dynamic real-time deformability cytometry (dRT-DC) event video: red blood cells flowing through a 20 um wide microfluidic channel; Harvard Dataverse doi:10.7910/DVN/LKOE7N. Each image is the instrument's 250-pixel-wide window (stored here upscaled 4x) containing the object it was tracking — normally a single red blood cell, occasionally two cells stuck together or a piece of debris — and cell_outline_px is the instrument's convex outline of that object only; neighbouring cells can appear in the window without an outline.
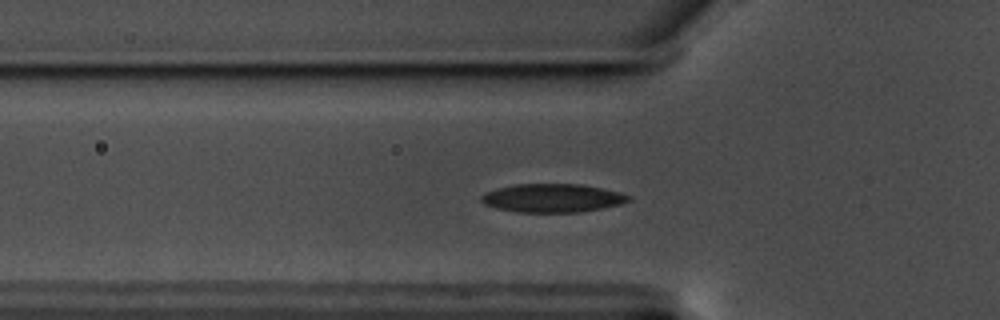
{"species": "common noctule bat (a hibernating species)", "species_latin": "Nyctalus noctula", "temperature_condition": "warm", "stored_images_in_passage": 58, "camera_frame_rate_fps": 3000, "um_per_image_px": 0.085, "animal": {"sex": "male", "body_mass_g": 17.5, "forearm_length_mm": 52.3}, "frame": {"image": 1, "passage_image": 18, "time_ms": 5.667, "image_size_px": [1000, 320], "cell_outline_px": [[632, 200], [620, 204], [580, 212], [516, 212], [496, 208], [484, 204], [480, 200], [480, 196], [484, 192], [516, 184], [584, 184], [620, 192], [632, 196]], "centroid_in_image_um": [46.96, 16.83], "position_along_channel_um": 78.8, "area_um2": 24.51}}
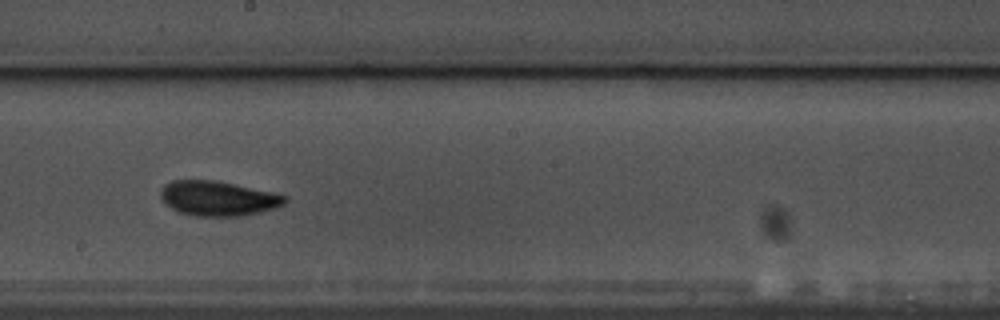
{"frame": {"image": 2, "passage_image": 31, "time_ms": 10.0, "image_size_px": [1000, 320], "cell_outline_px": [[288, 200], [284, 204], [276, 208], [244, 216], [196, 216], [180, 212], [172, 208], [160, 196], [160, 192], [164, 184], [172, 180], [212, 180], [232, 184], [288, 196]], "centroid_in_image_um": [18.54, 16.87], "position_along_channel_um": 229.7, "area_um2": 24.91}}
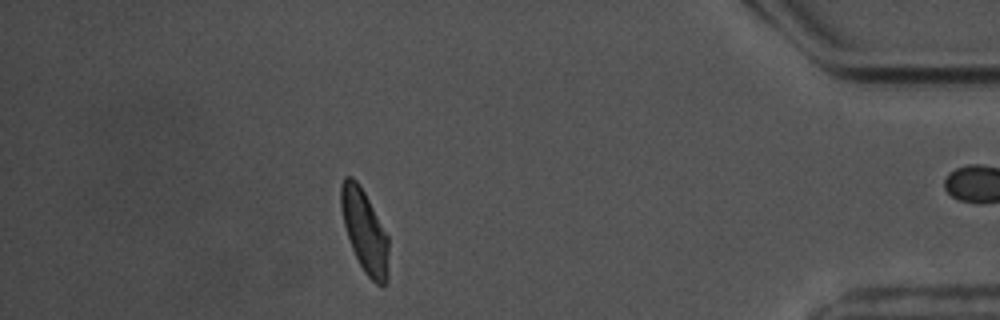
{"frame": {"image": 3, "passage_image": 50, "time_ms": 16.333, "image_size_px": [1000, 320], "cell_outline_px": [[388, 280], [384, 284], [376, 284], [364, 272], [352, 248], [344, 224], [340, 208], [340, 184], [344, 176], [352, 176], [360, 184], [388, 236]], "centroid_in_image_um": [30.98, 19.6], "position_along_channel_um": 404.2, "area_um2": 22.83}, "authors_computed_cell_mechanics": {"area_um2": 23.8136, "velocity_mm_per_s": 3.4876, "shape_relaxation_time_tau1_ms": 4.3094, "shape_relaxation_time_tau2_ms": 2.5664, "deformation_change_tau1": 0.1364, "deformation_change_tau2": 0.0852}}